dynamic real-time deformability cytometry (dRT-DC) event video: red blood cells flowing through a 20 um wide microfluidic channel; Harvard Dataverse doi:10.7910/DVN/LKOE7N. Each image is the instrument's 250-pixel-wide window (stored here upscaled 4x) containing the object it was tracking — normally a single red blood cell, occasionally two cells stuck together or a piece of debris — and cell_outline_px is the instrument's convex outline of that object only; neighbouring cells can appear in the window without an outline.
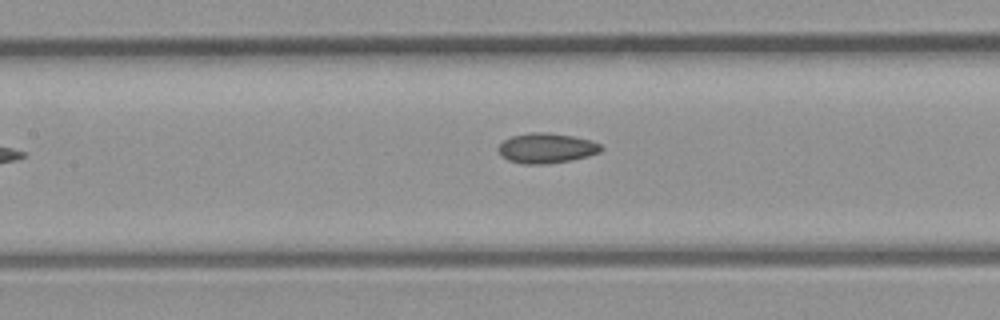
{"species": "common noctule bat (a hibernating species)", "species_latin": "Nyctalus noctula", "temperature_condition": "room temperature", "stored_images_in_passage": 8, "camera_frame_rate_fps": 3000, "um_per_image_px": 0.085, "animal": {"sex": "male", "body_mass_g": 23.1, "forearm_length_mm": 52.7}, "frame": {"image": 1, "passage_image": 7, "time_ms": 7.667, "image_size_px": [1000, 320], "cell_outline_px": [[604, 148], [600, 152], [588, 156], [572, 160], [544, 164], [524, 164], [508, 160], [496, 148], [504, 140], [512, 136], [532, 132], [548, 132], [572, 136], [592, 140], [600, 144]], "centroid_in_image_um": [46.48, 12.59], "position_along_channel_um": 160.9, "area_um2": 17.98}}